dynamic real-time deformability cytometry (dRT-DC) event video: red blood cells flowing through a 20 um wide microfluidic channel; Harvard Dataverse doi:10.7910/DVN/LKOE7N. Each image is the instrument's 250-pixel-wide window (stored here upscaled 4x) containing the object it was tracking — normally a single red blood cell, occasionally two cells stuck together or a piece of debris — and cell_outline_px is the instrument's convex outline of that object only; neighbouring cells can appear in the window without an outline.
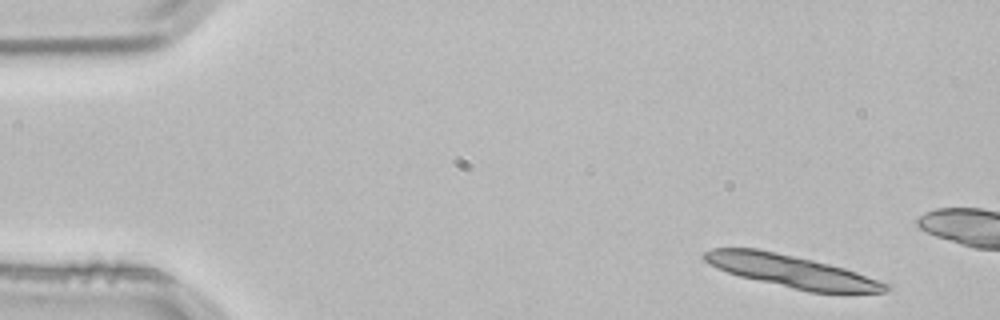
{"species": "common noctule bat (a hibernating species)", "species_latin": "Nyctalus noctula", "temperature_condition": "room temperature", "stored_images_in_passage": 4, "camera_frame_rate_fps": 3000, "um_per_image_px": 0.085, "animal": {"sex": "male", "body_mass_g": 21.5, "forearm_length_mm": 52.0}, "frame": {"image": 1, "passage_image": 4, "time_ms": 1.0, "image_size_px": [1000, 320], "cell_outline_px": [[892, 288], [884, 292], [808, 292], [740, 276], [728, 272], [704, 260], [700, 256], [704, 252], [712, 248], [756, 248], [776, 252], [812, 260], [844, 268], [892, 284]], "centroid_in_image_um": [67.31, 23.05], "position_along_channel_um": 17.7, "area_um2": 33.87}}